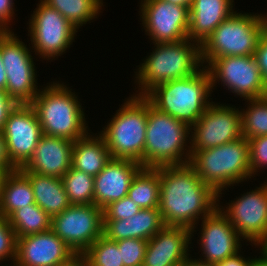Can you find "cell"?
Masks as SVG:
<instances>
[{
	"instance_id": "obj_42",
	"label": "cell",
	"mask_w": 267,
	"mask_h": 266,
	"mask_svg": "<svg viewBox=\"0 0 267 266\" xmlns=\"http://www.w3.org/2000/svg\"><path fill=\"white\" fill-rule=\"evenodd\" d=\"M60 266H88V264L82 255H76L68 263Z\"/></svg>"
},
{
	"instance_id": "obj_2",
	"label": "cell",
	"mask_w": 267,
	"mask_h": 266,
	"mask_svg": "<svg viewBox=\"0 0 267 266\" xmlns=\"http://www.w3.org/2000/svg\"><path fill=\"white\" fill-rule=\"evenodd\" d=\"M210 91L209 72L202 68L192 76L155 86L145 97L157 110L192 127L211 104L206 101Z\"/></svg>"
},
{
	"instance_id": "obj_30",
	"label": "cell",
	"mask_w": 267,
	"mask_h": 266,
	"mask_svg": "<svg viewBox=\"0 0 267 266\" xmlns=\"http://www.w3.org/2000/svg\"><path fill=\"white\" fill-rule=\"evenodd\" d=\"M61 180L71 205L94 204V176L71 166Z\"/></svg>"
},
{
	"instance_id": "obj_28",
	"label": "cell",
	"mask_w": 267,
	"mask_h": 266,
	"mask_svg": "<svg viewBox=\"0 0 267 266\" xmlns=\"http://www.w3.org/2000/svg\"><path fill=\"white\" fill-rule=\"evenodd\" d=\"M8 220L17 238L51 229V217L36 203L15 210Z\"/></svg>"
},
{
	"instance_id": "obj_25",
	"label": "cell",
	"mask_w": 267,
	"mask_h": 266,
	"mask_svg": "<svg viewBox=\"0 0 267 266\" xmlns=\"http://www.w3.org/2000/svg\"><path fill=\"white\" fill-rule=\"evenodd\" d=\"M111 159L110 151L101 135L92 137L87 133L73 143L72 167L74 169L95 177Z\"/></svg>"
},
{
	"instance_id": "obj_36",
	"label": "cell",
	"mask_w": 267,
	"mask_h": 266,
	"mask_svg": "<svg viewBox=\"0 0 267 266\" xmlns=\"http://www.w3.org/2000/svg\"><path fill=\"white\" fill-rule=\"evenodd\" d=\"M252 175L267 165V135L248 139Z\"/></svg>"
},
{
	"instance_id": "obj_48",
	"label": "cell",
	"mask_w": 267,
	"mask_h": 266,
	"mask_svg": "<svg viewBox=\"0 0 267 266\" xmlns=\"http://www.w3.org/2000/svg\"><path fill=\"white\" fill-rule=\"evenodd\" d=\"M262 18L265 21V23L267 24V15H266V17L263 15Z\"/></svg>"
},
{
	"instance_id": "obj_9",
	"label": "cell",
	"mask_w": 267,
	"mask_h": 266,
	"mask_svg": "<svg viewBox=\"0 0 267 266\" xmlns=\"http://www.w3.org/2000/svg\"><path fill=\"white\" fill-rule=\"evenodd\" d=\"M0 52L7 77L5 91L17 104H30L40 90L29 50L9 29L0 31Z\"/></svg>"
},
{
	"instance_id": "obj_20",
	"label": "cell",
	"mask_w": 267,
	"mask_h": 266,
	"mask_svg": "<svg viewBox=\"0 0 267 266\" xmlns=\"http://www.w3.org/2000/svg\"><path fill=\"white\" fill-rule=\"evenodd\" d=\"M141 168L135 161L112 158L94 177V204L103 210L127 196L131 181Z\"/></svg>"
},
{
	"instance_id": "obj_13",
	"label": "cell",
	"mask_w": 267,
	"mask_h": 266,
	"mask_svg": "<svg viewBox=\"0 0 267 266\" xmlns=\"http://www.w3.org/2000/svg\"><path fill=\"white\" fill-rule=\"evenodd\" d=\"M40 1L29 23L30 39L38 54L51 59L70 47L77 29L56 9Z\"/></svg>"
},
{
	"instance_id": "obj_40",
	"label": "cell",
	"mask_w": 267,
	"mask_h": 266,
	"mask_svg": "<svg viewBox=\"0 0 267 266\" xmlns=\"http://www.w3.org/2000/svg\"><path fill=\"white\" fill-rule=\"evenodd\" d=\"M0 168L5 169L8 173L17 170L8 156L6 139L2 131H0Z\"/></svg>"
},
{
	"instance_id": "obj_16",
	"label": "cell",
	"mask_w": 267,
	"mask_h": 266,
	"mask_svg": "<svg viewBox=\"0 0 267 266\" xmlns=\"http://www.w3.org/2000/svg\"><path fill=\"white\" fill-rule=\"evenodd\" d=\"M142 21L153 43L179 42L188 39L189 8L164 0H144Z\"/></svg>"
},
{
	"instance_id": "obj_11",
	"label": "cell",
	"mask_w": 267,
	"mask_h": 266,
	"mask_svg": "<svg viewBox=\"0 0 267 266\" xmlns=\"http://www.w3.org/2000/svg\"><path fill=\"white\" fill-rule=\"evenodd\" d=\"M208 64L212 88L218 79L245 100L267 96V83L254 55L225 56L211 59Z\"/></svg>"
},
{
	"instance_id": "obj_18",
	"label": "cell",
	"mask_w": 267,
	"mask_h": 266,
	"mask_svg": "<svg viewBox=\"0 0 267 266\" xmlns=\"http://www.w3.org/2000/svg\"><path fill=\"white\" fill-rule=\"evenodd\" d=\"M222 211L224 210L218 205L211 214L203 218L201 225V248L205 258L200 261L212 265L239 253L240 248V235Z\"/></svg>"
},
{
	"instance_id": "obj_7",
	"label": "cell",
	"mask_w": 267,
	"mask_h": 266,
	"mask_svg": "<svg viewBox=\"0 0 267 266\" xmlns=\"http://www.w3.org/2000/svg\"><path fill=\"white\" fill-rule=\"evenodd\" d=\"M266 29L261 15L234 12L200 45L201 64L225 56L254 55Z\"/></svg>"
},
{
	"instance_id": "obj_10",
	"label": "cell",
	"mask_w": 267,
	"mask_h": 266,
	"mask_svg": "<svg viewBox=\"0 0 267 266\" xmlns=\"http://www.w3.org/2000/svg\"><path fill=\"white\" fill-rule=\"evenodd\" d=\"M103 225V210L95 204L70 205L51 218V230L76 255H82L103 235Z\"/></svg>"
},
{
	"instance_id": "obj_47",
	"label": "cell",
	"mask_w": 267,
	"mask_h": 266,
	"mask_svg": "<svg viewBox=\"0 0 267 266\" xmlns=\"http://www.w3.org/2000/svg\"><path fill=\"white\" fill-rule=\"evenodd\" d=\"M7 175H8V172L5 169L0 168V196H1L3 183Z\"/></svg>"
},
{
	"instance_id": "obj_17",
	"label": "cell",
	"mask_w": 267,
	"mask_h": 266,
	"mask_svg": "<svg viewBox=\"0 0 267 266\" xmlns=\"http://www.w3.org/2000/svg\"><path fill=\"white\" fill-rule=\"evenodd\" d=\"M76 254L51 229L17 238L13 266H60Z\"/></svg>"
},
{
	"instance_id": "obj_24",
	"label": "cell",
	"mask_w": 267,
	"mask_h": 266,
	"mask_svg": "<svg viewBox=\"0 0 267 266\" xmlns=\"http://www.w3.org/2000/svg\"><path fill=\"white\" fill-rule=\"evenodd\" d=\"M23 173L31 183L35 203L51 218L62 213L71 205L61 178L32 172Z\"/></svg>"
},
{
	"instance_id": "obj_27",
	"label": "cell",
	"mask_w": 267,
	"mask_h": 266,
	"mask_svg": "<svg viewBox=\"0 0 267 266\" xmlns=\"http://www.w3.org/2000/svg\"><path fill=\"white\" fill-rule=\"evenodd\" d=\"M127 196L140 209L158 208L160 198L159 168L142 167L133 177Z\"/></svg>"
},
{
	"instance_id": "obj_12",
	"label": "cell",
	"mask_w": 267,
	"mask_h": 266,
	"mask_svg": "<svg viewBox=\"0 0 267 266\" xmlns=\"http://www.w3.org/2000/svg\"><path fill=\"white\" fill-rule=\"evenodd\" d=\"M213 103L192 125L194 134L191 133L193 140L190 138L192 146L189 153L186 152L187 159H190L195 151L221 146L243 137L241 111L226 105H213Z\"/></svg>"
},
{
	"instance_id": "obj_4",
	"label": "cell",
	"mask_w": 267,
	"mask_h": 266,
	"mask_svg": "<svg viewBox=\"0 0 267 266\" xmlns=\"http://www.w3.org/2000/svg\"><path fill=\"white\" fill-rule=\"evenodd\" d=\"M77 96L66 86L53 83L38 93L30 105L34 108L44 135L76 141L88 131Z\"/></svg>"
},
{
	"instance_id": "obj_35",
	"label": "cell",
	"mask_w": 267,
	"mask_h": 266,
	"mask_svg": "<svg viewBox=\"0 0 267 266\" xmlns=\"http://www.w3.org/2000/svg\"><path fill=\"white\" fill-rule=\"evenodd\" d=\"M17 237L8 218L0 216V261L16 259Z\"/></svg>"
},
{
	"instance_id": "obj_21",
	"label": "cell",
	"mask_w": 267,
	"mask_h": 266,
	"mask_svg": "<svg viewBox=\"0 0 267 266\" xmlns=\"http://www.w3.org/2000/svg\"><path fill=\"white\" fill-rule=\"evenodd\" d=\"M73 143L65 138L43 134L33 156L20 170L62 178L72 166Z\"/></svg>"
},
{
	"instance_id": "obj_33",
	"label": "cell",
	"mask_w": 267,
	"mask_h": 266,
	"mask_svg": "<svg viewBox=\"0 0 267 266\" xmlns=\"http://www.w3.org/2000/svg\"><path fill=\"white\" fill-rule=\"evenodd\" d=\"M124 266H143L147 240L128 238L116 241Z\"/></svg>"
},
{
	"instance_id": "obj_44",
	"label": "cell",
	"mask_w": 267,
	"mask_h": 266,
	"mask_svg": "<svg viewBox=\"0 0 267 266\" xmlns=\"http://www.w3.org/2000/svg\"><path fill=\"white\" fill-rule=\"evenodd\" d=\"M262 249V256L260 258H256L255 266H267V247L261 246Z\"/></svg>"
},
{
	"instance_id": "obj_14",
	"label": "cell",
	"mask_w": 267,
	"mask_h": 266,
	"mask_svg": "<svg viewBox=\"0 0 267 266\" xmlns=\"http://www.w3.org/2000/svg\"><path fill=\"white\" fill-rule=\"evenodd\" d=\"M2 132L12 164L17 169L23 168L43 135L34 108L30 104H17L9 113Z\"/></svg>"
},
{
	"instance_id": "obj_1",
	"label": "cell",
	"mask_w": 267,
	"mask_h": 266,
	"mask_svg": "<svg viewBox=\"0 0 267 266\" xmlns=\"http://www.w3.org/2000/svg\"><path fill=\"white\" fill-rule=\"evenodd\" d=\"M158 168V208L164 225L186 227L194 231L199 216L203 213L204 218L218 207V193L198 177L189 163Z\"/></svg>"
},
{
	"instance_id": "obj_41",
	"label": "cell",
	"mask_w": 267,
	"mask_h": 266,
	"mask_svg": "<svg viewBox=\"0 0 267 266\" xmlns=\"http://www.w3.org/2000/svg\"><path fill=\"white\" fill-rule=\"evenodd\" d=\"M256 259H248L241 257L240 254H235L231 257L226 258L223 261H220L213 266H255Z\"/></svg>"
},
{
	"instance_id": "obj_19",
	"label": "cell",
	"mask_w": 267,
	"mask_h": 266,
	"mask_svg": "<svg viewBox=\"0 0 267 266\" xmlns=\"http://www.w3.org/2000/svg\"><path fill=\"white\" fill-rule=\"evenodd\" d=\"M192 232L186 227L164 226L148 240L143 266H181L189 258Z\"/></svg>"
},
{
	"instance_id": "obj_15",
	"label": "cell",
	"mask_w": 267,
	"mask_h": 266,
	"mask_svg": "<svg viewBox=\"0 0 267 266\" xmlns=\"http://www.w3.org/2000/svg\"><path fill=\"white\" fill-rule=\"evenodd\" d=\"M228 205L227 210L222 213L240 237H244L251 243L254 241V245L265 246L267 244V182Z\"/></svg>"
},
{
	"instance_id": "obj_26",
	"label": "cell",
	"mask_w": 267,
	"mask_h": 266,
	"mask_svg": "<svg viewBox=\"0 0 267 266\" xmlns=\"http://www.w3.org/2000/svg\"><path fill=\"white\" fill-rule=\"evenodd\" d=\"M35 203L29 178L17 169L6 176L0 196V216L8 218L15 210Z\"/></svg>"
},
{
	"instance_id": "obj_31",
	"label": "cell",
	"mask_w": 267,
	"mask_h": 266,
	"mask_svg": "<svg viewBox=\"0 0 267 266\" xmlns=\"http://www.w3.org/2000/svg\"><path fill=\"white\" fill-rule=\"evenodd\" d=\"M248 101L251 105L241 112L242 136L247 140L267 135V96Z\"/></svg>"
},
{
	"instance_id": "obj_38",
	"label": "cell",
	"mask_w": 267,
	"mask_h": 266,
	"mask_svg": "<svg viewBox=\"0 0 267 266\" xmlns=\"http://www.w3.org/2000/svg\"><path fill=\"white\" fill-rule=\"evenodd\" d=\"M16 105L17 103L8 96L6 91L0 90V131H3L9 113Z\"/></svg>"
},
{
	"instance_id": "obj_6",
	"label": "cell",
	"mask_w": 267,
	"mask_h": 266,
	"mask_svg": "<svg viewBox=\"0 0 267 266\" xmlns=\"http://www.w3.org/2000/svg\"><path fill=\"white\" fill-rule=\"evenodd\" d=\"M118 110L100 134L115 159H127L144 167L148 106L145 96H133Z\"/></svg>"
},
{
	"instance_id": "obj_34",
	"label": "cell",
	"mask_w": 267,
	"mask_h": 266,
	"mask_svg": "<svg viewBox=\"0 0 267 266\" xmlns=\"http://www.w3.org/2000/svg\"><path fill=\"white\" fill-rule=\"evenodd\" d=\"M140 207L128 196L110 203L103 209L104 220H121L133 217L140 211Z\"/></svg>"
},
{
	"instance_id": "obj_43",
	"label": "cell",
	"mask_w": 267,
	"mask_h": 266,
	"mask_svg": "<svg viewBox=\"0 0 267 266\" xmlns=\"http://www.w3.org/2000/svg\"><path fill=\"white\" fill-rule=\"evenodd\" d=\"M6 82H7L6 71H5V68L3 66L1 52H0V90L5 91Z\"/></svg>"
},
{
	"instance_id": "obj_37",
	"label": "cell",
	"mask_w": 267,
	"mask_h": 266,
	"mask_svg": "<svg viewBox=\"0 0 267 266\" xmlns=\"http://www.w3.org/2000/svg\"><path fill=\"white\" fill-rule=\"evenodd\" d=\"M254 58L257 61L263 79L267 83V29L259 40L254 52Z\"/></svg>"
},
{
	"instance_id": "obj_3",
	"label": "cell",
	"mask_w": 267,
	"mask_h": 266,
	"mask_svg": "<svg viewBox=\"0 0 267 266\" xmlns=\"http://www.w3.org/2000/svg\"><path fill=\"white\" fill-rule=\"evenodd\" d=\"M189 164L198 177L217 193L252 176L249 143L245 137L221 146L195 151Z\"/></svg>"
},
{
	"instance_id": "obj_46",
	"label": "cell",
	"mask_w": 267,
	"mask_h": 266,
	"mask_svg": "<svg viewBox=\"0 0 267 266\" xmlns=\"http://www.w3.org/2000/svg\"><path fill=\"white\" fill-rule=\"evenodd\" d=\"M168 3L179 5L182 7H188L189 9L191 8L193 0H164Z\"/></svg>"
},
{
	"instance_id": "obj_8",
	"label": "cell",
	"mask_w": 267,
	"mask_h": 266,
	"mask_svg": "<svg viewBox=\"0 0 267 266\" xmlns=\"http://www.w3.org/2000/svg\"><path fill=\"white\" fill-rule=\"evenodd\" d=\"M190 130L186 123L157 110L150 104L146 124L144 167L158 168L189 163L190 159L182 156L185 154L184 144Z\"/></svg>"
},
{
	"instance_id": "obj_32",
	"label": "cell",
	"mask_w": 267,
	"mask_h": 266,
	"mask_svg": "<svg viewBox=\"0 0 267 266\" xmlns=\"http://www.w3.org/2000/svg\"><path fill=\"white\" fill-rule=\"evenodd\" d=\"M82 256L88 266H124L118 244L104 235H101Z\"/></svg>"
},
{
	"instance_id": "obj_23",
	"label": "cell",
	"mask_w": 267,
	"mask_h": 266,
	"mask_svg": "<svg viewBox=\"0 0 267 266\" xmlns=\"http://www.w3.org/2000/svg\"><path fill=\"white\" fill-rule=\"evenodd\" d=\"M164 226L159 208L141 209L128 219L104 220L103 235L114 241L128 238L148 241Z\"/></svg>"
},
{
	"instance_id": "obj_22",
	"label": "cell",
	"mask_w": 267,
	"mask_h": 266,
	"mask_svg": "<svg viewBox=\"0 0 267 266\" xmlns=\"http://www.w3.org/2000/svg\"><path fill=\"white\" fill-rule=\"evenodd\" d=\"M232 2L233 0H193L189 10L188 39L201 45L225 19L234 13Z\"/></svg>"
},
{
	"instance_id": "obj_5",
	"label": "cell",
	"mask_w": 267,
	"mask_h": 266,
	"mask_svg": "<svg viewBox=\"0 0 267 266\" xmlns=\"http://www.w3.org/2000/svg\"><path fill=\"white\" fill-rule=\"evenodd\" d=\"M189 41L190 39L155 43V50L141 64L136 74L137 81L141 85L140 96H145L157 85L192 76L200 70L202 62L200 44L196 43L195 46V43Z\"/></svg>"
},
{
	"instance_id": "obj_39",
	"label": "cell",
	"mask_w": 267,
	"mask_h": 266,
	"mask_svg": "<svg viewBox=\"0 0 267 266\" xmlns=\"http://www.w3.org/2000/svg\"><path fill=\"white\" fill-rule=\"evenodd\" d=\"M13 0H0V31H8V23L13 16ZM7 25V26H6Z\"/></svg>"
},
{
	"instance_id": "obj_29",
	"label": "cell",
	"mask_w": 267,
	"mask_h": 266,
	"mask_svg": "<svg viewBox=\"0 0 267 266\" xmlns=\"http://www.w3.org/2000/svg\"><path fill=\"white\" fill-rule=\"evenodd\" d=\"M49 7L56 9L74 28L86 24L99 14L102 0H42Z\"/></svg>"
},
{
	"instance_id": "obj_45",
	"label": "cell",
	"mask_w": 267,
	"mask_h": 266,
	"mask_svg": "<svg viewBox=\"0 0 267 266\" xmlns=\"http://www.w3.org/2000/svg\"><path fill=\"white\" fill-rule=\"evenodd\" d=\"M181 266H213V265L196 260V259L193 260V259L187 258Z\"/></svg>"
}]
</instances>
